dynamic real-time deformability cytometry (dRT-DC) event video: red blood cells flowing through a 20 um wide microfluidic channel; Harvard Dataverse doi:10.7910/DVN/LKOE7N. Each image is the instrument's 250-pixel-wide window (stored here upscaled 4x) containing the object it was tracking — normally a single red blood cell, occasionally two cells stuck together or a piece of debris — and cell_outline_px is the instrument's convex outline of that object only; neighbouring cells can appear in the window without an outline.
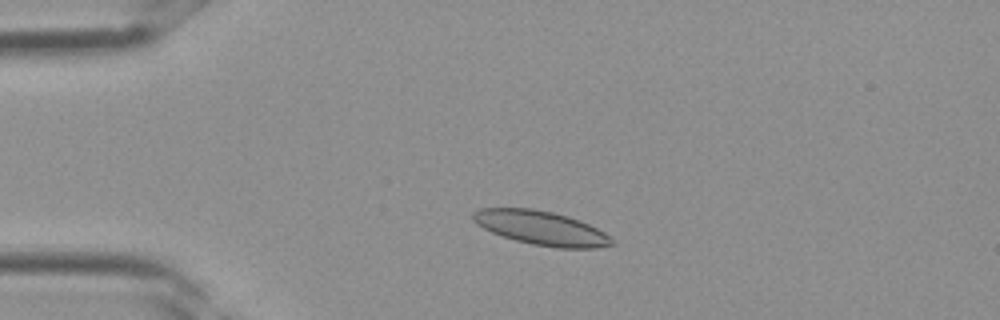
{"species": "Egyptian fruit bat (a non-hibernating species)", "species_latin": "Rousettus aegyptiacus", "temperature_condition": "room temperature", "stored_images_in_passage": 2, "camera_frame_rate_fps": 3000, "um_per_image_px": 0.085, "frame": {"image": 1, "passage_image": 2, "time_ms": 0.333, "image_size_px": [1000, 320], "cell_outline_px": [[616, 244], [596, 248], [556, 248], [532, 244], [516, 240], [492, 232], [476, 224], [472, 220], [472, 212], [480, 208], [532, 208], [552, 212], [568, 216], [580, 220], [604, 232], [616, 240]], "centroid_in_image_um": [46.03, 19.38], "position_along_channel_um": 39.0, "area_um2": 27.63}}